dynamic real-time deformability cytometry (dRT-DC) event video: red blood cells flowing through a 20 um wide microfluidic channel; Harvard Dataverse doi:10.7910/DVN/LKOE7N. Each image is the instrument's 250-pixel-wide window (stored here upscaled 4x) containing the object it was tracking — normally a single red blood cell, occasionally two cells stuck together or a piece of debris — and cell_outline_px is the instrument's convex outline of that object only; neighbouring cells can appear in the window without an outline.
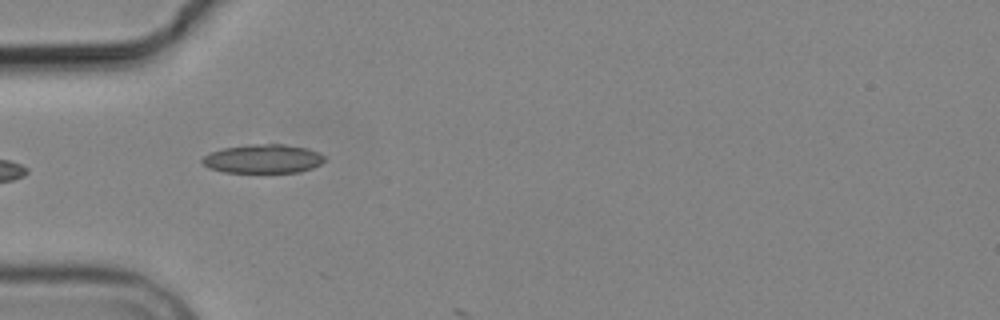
{"species": "common noctule bat (a hibernating species)", "species_latin": "Nyctalus noctula", "temperature_condition": "cold", "stored_images_in_passage": 6, "camera_frame_rate_fps": 3000, "um_per_image_px": 0.085, "animal": {"sex": "male", "body_mass_g": 19.2, "forearm_length_mm": 51.8}, "frame": {"image": 1, "passage_image": 5, "time_ms": 6.0, "image_size_px": [1000, 320], "cell_outline_px": [[324, 160], [320, 164], [312, 168], [300, 172], [224, 172], [208, 168], [200, 160], [204, 156], [212, 152], [224, 148], [248, 144], [280, 144], [308, 148], [324, 156]], "centroid_in_image_um": [22.34, 13.5], "position_along_channel_um": 62.7, "area_um2": 20.4}}